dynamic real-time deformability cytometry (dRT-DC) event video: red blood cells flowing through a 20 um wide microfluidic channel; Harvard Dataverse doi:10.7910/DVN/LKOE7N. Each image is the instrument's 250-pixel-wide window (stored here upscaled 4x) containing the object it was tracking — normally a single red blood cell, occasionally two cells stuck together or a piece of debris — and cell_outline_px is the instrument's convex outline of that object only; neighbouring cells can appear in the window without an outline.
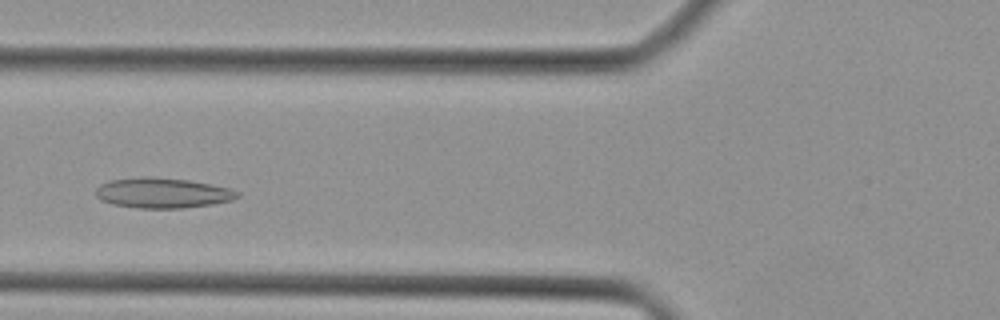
{"species": "Egyptian fruit bat (a non-hibernating species)", "species_latin": "Rousettus aegyptiacus", "temperature_condition": "cold", "stored_images_in_passage": 39, "camera_frame_rate_fps": 3000, "um_per_image_px": 0.085, "animal": {"sex": "female"}, "frame": {"image": 1, "passage_image": 12, "time_ms": 3.667, "image_size_px": [1000, 320], "cell_outline_px": [[240, 196], [232, 200], [212, 204], [184, 208], [140, 208], [112, 204], [100, 200], [96, 196], [96, 188], [100, 184], [108, 180], [144, 176], [148, 176], [188, 180], [228, 188], [240, 192]], "centroid_in_image_um": [13.78, 16.4], "position_along_channel_um": 112.0, "area_um2": 24.97}}
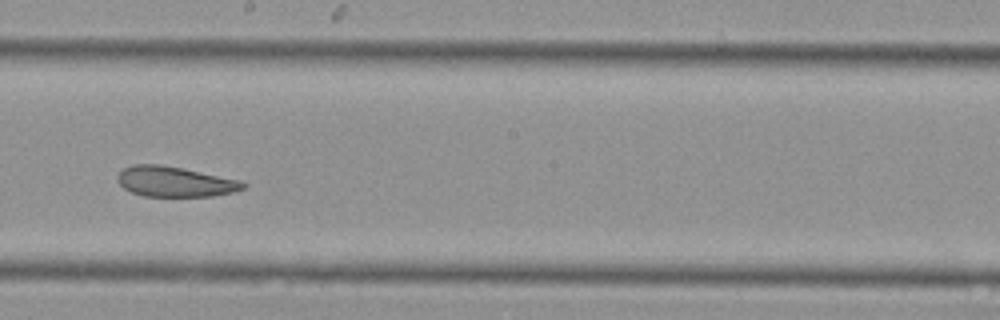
{"frame": {"image": 2, "passage_image": 20, "time_ms": 6.333, "image_size_px": [1000, 320], "cell_outline_px": [[248, 184], [244, 188], [236, 192], [212, 196], [144, 196], [132, 192], [124, 188], [116, 180], [116, 176], [124, 168], [132, 164], [160, 164], [184, 168], [240, 180]], "centroid_in_image_um": [14.88, 15.43], "position_along_channel_um": 233.3, "area_um2": 22.31}}
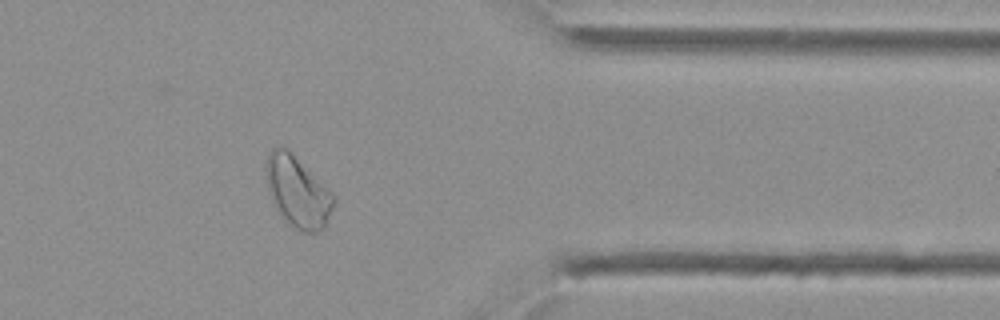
{"frame": {"image": 3, "passage_image": 31, "time_ms": 10.0, "image_size_px": [1000, 320], "cell_outline_px": [[336, 200], [324, 228], [316, 232], [304, 232], [296, 228], [280, 216], [276, 212], [272, 204], [268, 192], [264, 168], [268, 152], [276, 144], [280, 144], [332, 192]], "centroid_in_image_um": [25.24, 16.3], "position_along_channel_um": 386.2, "area_um2": 27.92}}